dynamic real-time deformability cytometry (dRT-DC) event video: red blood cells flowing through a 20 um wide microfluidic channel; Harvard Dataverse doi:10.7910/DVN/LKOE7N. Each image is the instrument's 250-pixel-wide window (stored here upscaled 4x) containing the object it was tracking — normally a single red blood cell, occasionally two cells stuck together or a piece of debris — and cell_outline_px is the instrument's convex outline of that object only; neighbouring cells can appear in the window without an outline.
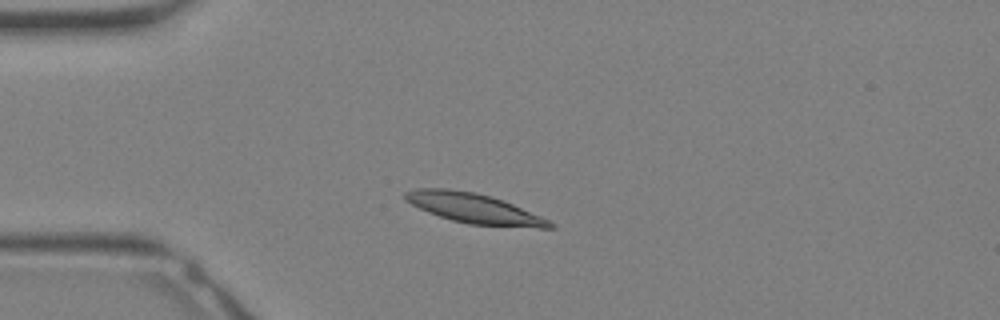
{"species": "Egyptian fruit bat (a non-hibernating species)", "species_latin": "Rousettus aegyptiacus", "temperature_condition": "warm", "stored_images_in_passage": 25, "camera_frame_rate_fps": 3000, "um_per_image_px": 0.085, "animal": {"sex": "female"}, "frame": {"image": 1, "passage_image": 1, "time_ms": 0.0, "image_size_px": [1000, 320], "cell_outline_px": [[556, 228], [540, 228], [468, 224], [452, 220], [428, 212], [404, 200], [404, 192], [416, 188], [448, 188], [476, 192], [492, 196], [504, 200], [540, 216], [556, 224]], "centroid_in_image_um": [40.3, 17.7], "position_along_channel_um": 44.7, "area_um2": 25.26}}
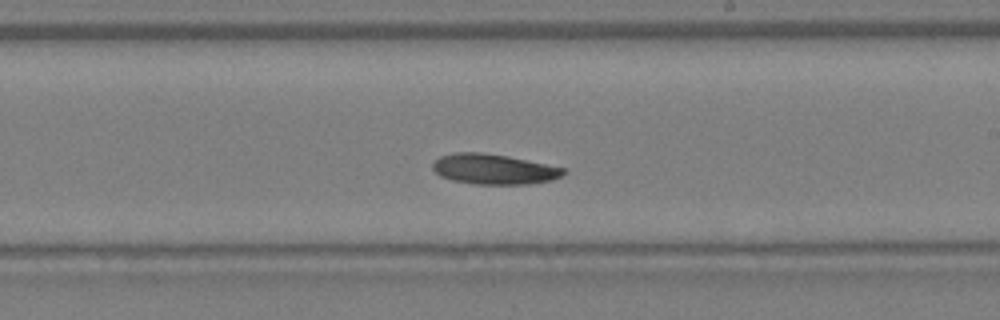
{"frame": {"image": 2, "passage_image": 12, "time_ms": 3.667, "image_size_px": [1000, 320], "cell_outline_px": [[568, 172], [552, 180], [528, 184], [476, 184], [452, 180], [440, 176], [432, 168], [432, 164], [440, 156], [456, 152], [480, 152], [508, 156], [564, 168]], "centroid_in_image_um": [41.96, 14.38], "position_along_channel_um": 247.0, "area_um2": 22.95}}
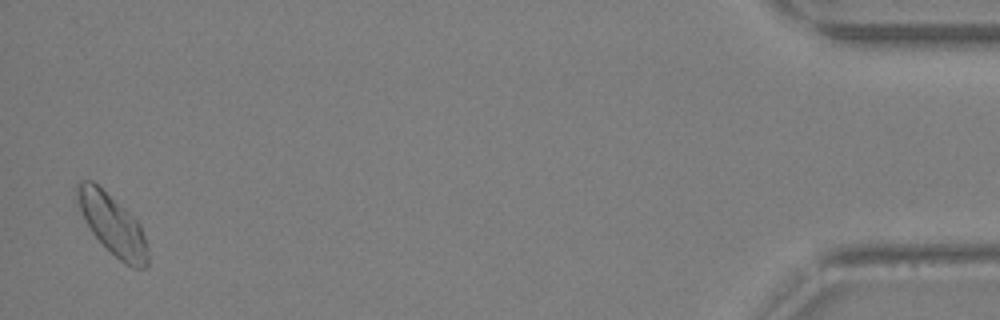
{"frame": {"image": 3, "passage_image": 25, "time_ms": 8.0, "image_size_px": [1000, 320], "cell_outline_px": [[148, 268], [132, 268], [124, 264], [92, 232], [76, 204], [76, 184], [80, 180], [92, 180], [124, 208], [140, 224], [148, 248]], "centroid_in_image_um": [9.56, 19.09], "position_along_channel_um": 425.6, "area_um2": 24.57}}